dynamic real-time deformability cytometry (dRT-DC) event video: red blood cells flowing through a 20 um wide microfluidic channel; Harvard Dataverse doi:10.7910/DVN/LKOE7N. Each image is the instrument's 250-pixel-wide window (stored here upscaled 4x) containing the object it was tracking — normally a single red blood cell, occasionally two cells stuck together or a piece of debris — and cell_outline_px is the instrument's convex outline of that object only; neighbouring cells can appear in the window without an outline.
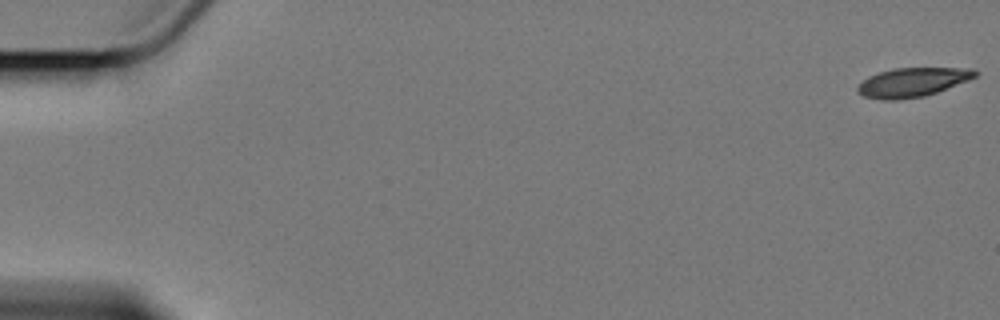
{"species": "Egyptian fruit bat (a non-hibernating species)", "species_latin": "Rousettus aegyptiacus", "temperature_condition": "cold", "stored_images_in_passage": 6, "camera_frame_rate_fps": 3000, "um_per_image_px": 0.085, "animal": {"sex": "female"}, "frame": {"image": 1, "passage_image": 1, "time_ms": 0.0, "image_size_px": [1000, 320], "cell_outline_px": [[980, 72], [976, 76], [968, 80], [936, 92], [924, 96], [896, 100], [880, 100], [864, 96], [856, 88], [868, 76], [892, 68], [976, 68]], "centroid_in_image_um": [77.59, 6.98], "position_along_channel_um": 7.4, "area_um2": 19.83}}
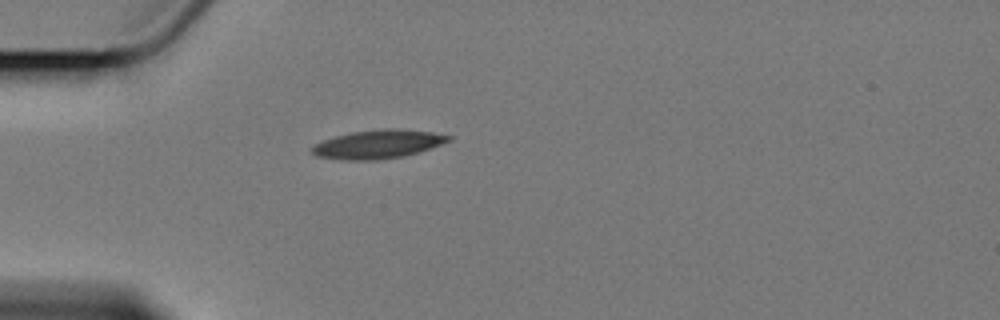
{"frame": {"image": 2, "passage_image": 5, "time_ms": 5.667, "image_size_px": [1000, 320], "cell_outline_px": [[452, 140], [416, 152], [400, 156], [376, 160], [348, 160], [316, 156], [312, 152], [312, 148], [316, 144], [324, 140], [336, 136], [352, 132], [384, 128], [396, 128], [432, 132], [452, 136]], "centroid_in_image_um": [32.13, 12.24], "position_along_channel_um": 52.9, "area_um2": 22.31}}